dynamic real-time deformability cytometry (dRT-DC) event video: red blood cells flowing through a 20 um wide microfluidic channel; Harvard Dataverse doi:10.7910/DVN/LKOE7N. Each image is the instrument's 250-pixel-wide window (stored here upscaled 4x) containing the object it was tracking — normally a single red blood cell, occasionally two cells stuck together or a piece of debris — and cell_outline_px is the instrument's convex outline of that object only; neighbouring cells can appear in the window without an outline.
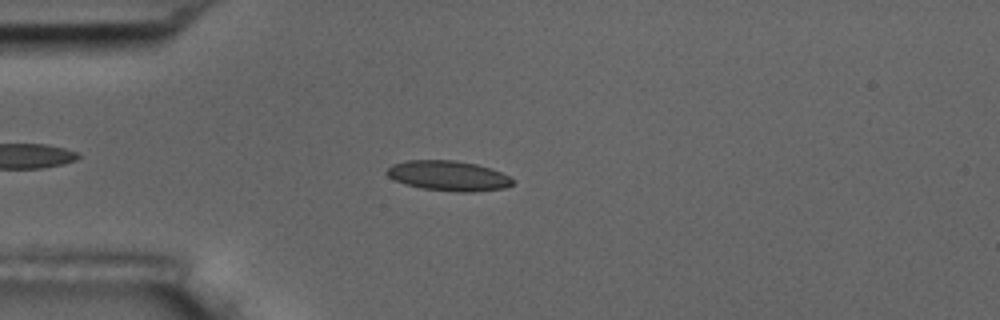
{"species": "common noctule bat (a hibernating species)", "species_latin": "Nyctalus noctula", "temperature_condition": "room temperature", "stored_images_in_passage": 54, "camera_frame_rate_fps": 3000, "um_per_image_px": 0.085, "animal": {"sex": "male", "body_mass_g": 17.5, "forearm_length_mm": 52.3}, "frame": {"image": 1, "passage_image": 13, "time_ms": 4.0, "image_size_px": [1000, 320], "cell_outline_px": [[512, 184], [504, 188], [472, 192], [460, 192], [424, 188], [404, 184], [388, 176], [384, 172], [392, 164], [408, 160], [456, 160], [476, 164], [500, 172], [508, 176], [512, 180]], "centroid_in_image_um": [38.07, 14.93], "position_along_channel_um": 46.9, "area_um2": 21.79}}
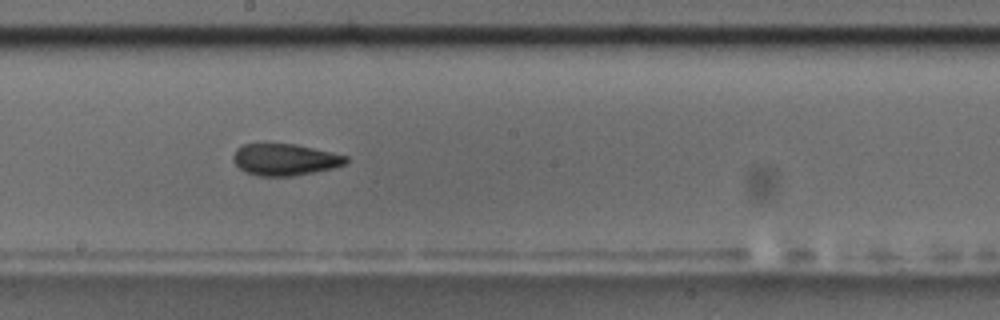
{"frame": {"image": 2, "passage_image": 29, "time_ms": 9.333, "image_size_px": [1000, 320], "cell_outline_px": [[348, 160], [344, 164], [332, 168], [292, 176], [260, 176], [248, 172], [240, 168], [232, 160], [232, 156], [236, 148], [244, 144], [296, 144], [332, 152], [348, 156]], "centroid_in_image_um": [24.21, 13.55], "position_along_channel_um": 224.0, "area_um2": 20.63}}
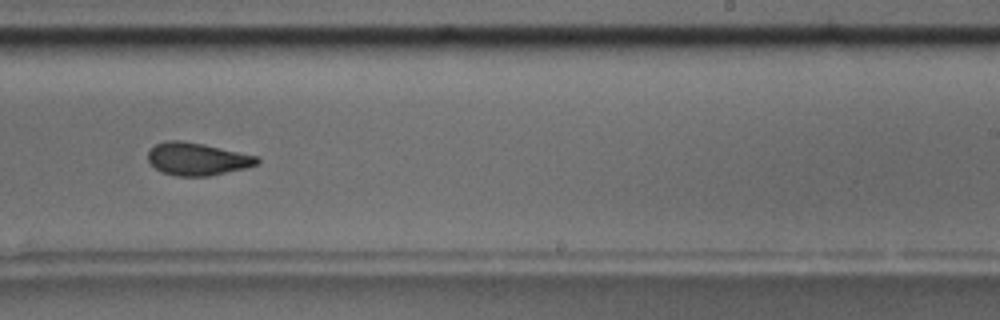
{"frame": {"image": 3, "passage_image": 33, "time_ms": 10.667, "image_size_px": [1000, 320], "cell_outline_px": [[260, 164], [244, 168], [208, 176], [176, 176], [160, 172], [148, 160], [148, 152], [156, 144], [168, 140], [184, 140], [204, 144], [256, 156], [260, 160]], "centroid_in_image_um": [16.75, 13.51], "position_along_channel_um": 272.3, "area_um2": 20.63}, "authors_computed_cell_mechanics": {"area_um2": 21.0681, "velocity_mm_per_s": 3.6201, "shape_relaxation_time_tau1_ms": 5.9759, "shape_relaxation_time_tau2_ms": 2.0733, "deformation_change_tau1": 0.1405, "deformation_change_tau2": 0.0669}}